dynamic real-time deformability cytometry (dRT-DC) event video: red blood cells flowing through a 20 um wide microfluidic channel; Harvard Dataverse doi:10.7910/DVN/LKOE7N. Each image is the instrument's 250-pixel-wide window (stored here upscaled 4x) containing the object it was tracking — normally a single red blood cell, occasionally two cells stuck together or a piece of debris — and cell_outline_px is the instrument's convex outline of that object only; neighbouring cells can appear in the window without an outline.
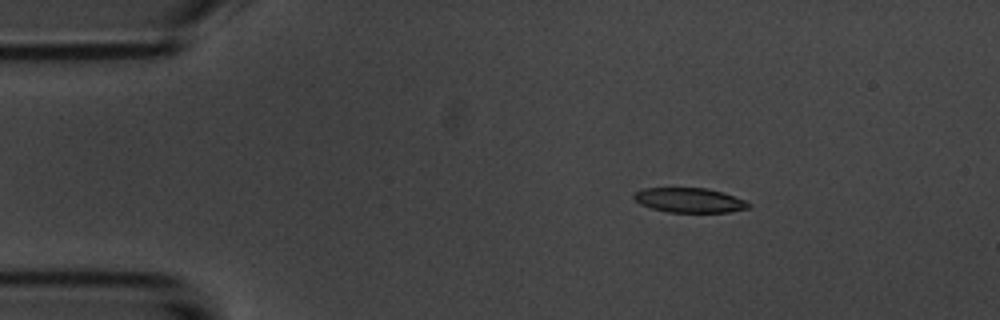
{"species": "common noctule bat (a hibernating species)", "species_latin": "Nyctalus noctula", "temperature_condition": "room temperature", "stored_images_in_passage": 4, "camera_frame_rate_fps": 3000, "um_per_image_px": 0.085, "animal": {"sex": "male", "body_mass_g": 20.1, "forearm_length_mm": 53.5}, "frame": {"image": 1, "passage_image": 2, "time_ms": 1.333, "image_size_px": [1000, 320], "cell_outline_px": [[752, 204], [748, 208], [728, 212], [668, 212], [652, 208], [640, 204], [632, 196], [636, 192], [644, 188], [708, 188], [724, 192], [744, 200]], "centroid_in_image_um": [58.62, 17.01], "position_along_channel_um": 26.4, "area_um2": 16.42}}
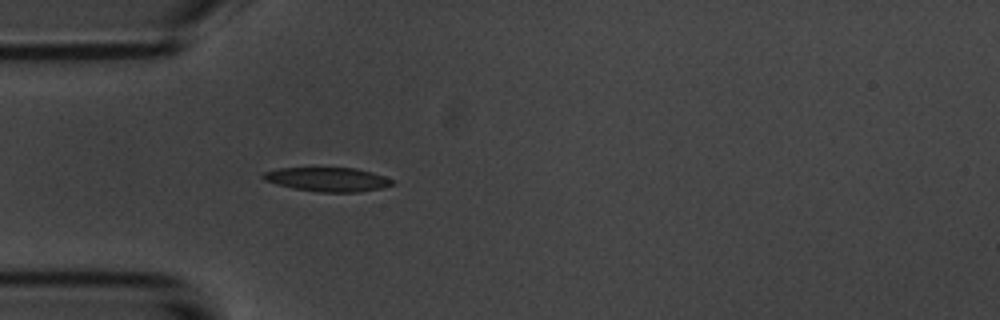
{"frame": {"image": 2, "passage_image": 4, "time_ms": 3.667, "image_size_px": [1000, 320], "cell_outline_px": [[392, 184], [384, 188], [356, 192], [320, 192], [292, 188], [276, 184], [264, 180], [260, 176], [264, 172], [280, 168], [356, 168], [372, 172], [384, 176], [392, 180]], "centroid_in_image_um": [27.83, 15.25], "position_along_channel_um": 57.2, "area_um2": 18.03}}